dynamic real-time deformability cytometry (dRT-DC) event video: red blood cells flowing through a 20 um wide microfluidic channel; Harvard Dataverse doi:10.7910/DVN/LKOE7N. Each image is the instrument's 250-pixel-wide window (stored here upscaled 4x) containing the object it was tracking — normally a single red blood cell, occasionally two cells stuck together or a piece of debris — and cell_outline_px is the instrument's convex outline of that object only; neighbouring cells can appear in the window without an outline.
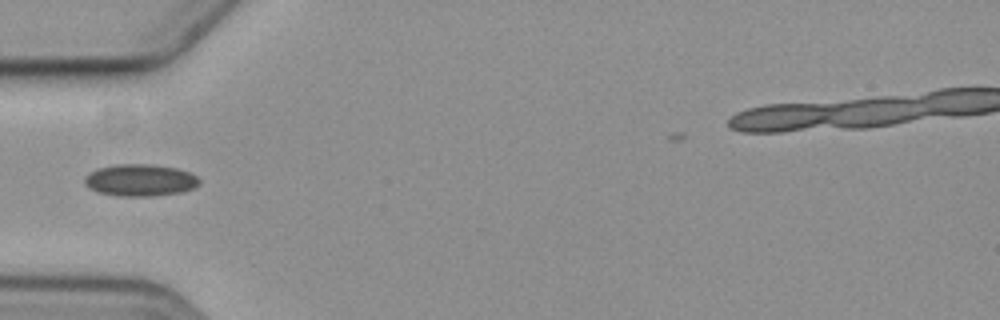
{"species": "common noctule bat (a hibernating species)", "species_latin": "Nyctalus noctula", "temperature_condition": "cold", "stored_images_in_passage": 6, "camera_frame_rate_fps": 3000, "um_per_image_px": 0.085, "animal": {"sex": "female", "body_mass_g": 19.3, "forearm_length_mm": 54.1}, "frame": {"image": 1, "passage_image": 6, "time_ms": 6.0, "image_size_px": [1000, 320], "cell_outline_px": [[200, 184], [196, 188], [180, 192], [152, 196], [116, 196], [96, 192], [88, 188], [84, 184], [84, 176], [96, 168], [116, 164], [148, 164], [176, 168], [188, 172], [196, 176], [200, 180]], "centroid_in_image_um": [11.87, 15.32], "position_along_channel_um": 73.1, "area_um2": 21.62}}